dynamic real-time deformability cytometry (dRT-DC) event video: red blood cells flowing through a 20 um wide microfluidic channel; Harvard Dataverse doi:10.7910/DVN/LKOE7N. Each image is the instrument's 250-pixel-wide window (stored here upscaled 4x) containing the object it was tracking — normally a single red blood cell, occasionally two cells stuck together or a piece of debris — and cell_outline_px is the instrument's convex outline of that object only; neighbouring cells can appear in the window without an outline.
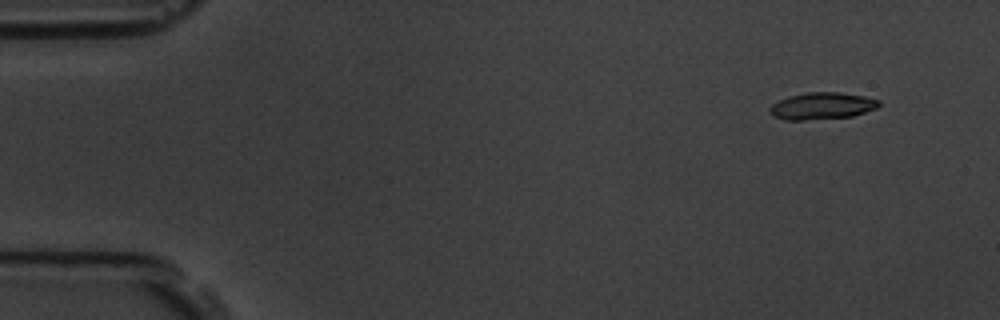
{"species": "common noctule bat (a hibernating species)", "species_latin": "Nyctalus noctula", "temperature_condition": "room temperature", "stored_images_in_passage": 11, "camera_frame_rate_fps": 3000, "um_per_image_px": 0.085, "animal": {"sex": "male", "body_mass_g": 19.5, "forearm_length_mm": 54.6}, "frame": {"image": 1, "passage_image": 2, "time_ms": 1.333, "image_size_px": [1000, 320], "cell_outline_px": [[880, 104], [876, 108], [852, 116], [804, 120], [784, 120], [768, 112], [768, 108], [772, 104], [788, 96], [808, 92], [840, 92], [864, 96], [880, 100]], "centroid_in_image_um": [69.85, 9.0], "position_along_channel_um": 15.1, "area_um2": 17.05}}
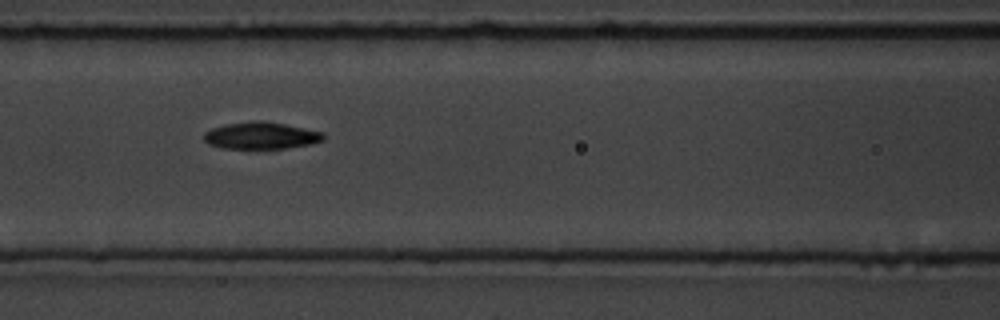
{"frame": {"image": 2, "passage_image": 7, "time_ms": 7.667, "image_size_px": [1000, 320], "cell_outline_px": [[324, 140], [312, 144], [284, 148], [220, 148], [208, 144], [204, 140], [204, 132], [212, 128], [224, 124], [252, 120], [264, 120], [324, 132]], "centroid_in_image_um": [22.17, 11.51], "position_along_channel_um": 144.4, "area_um2": 18.9}}
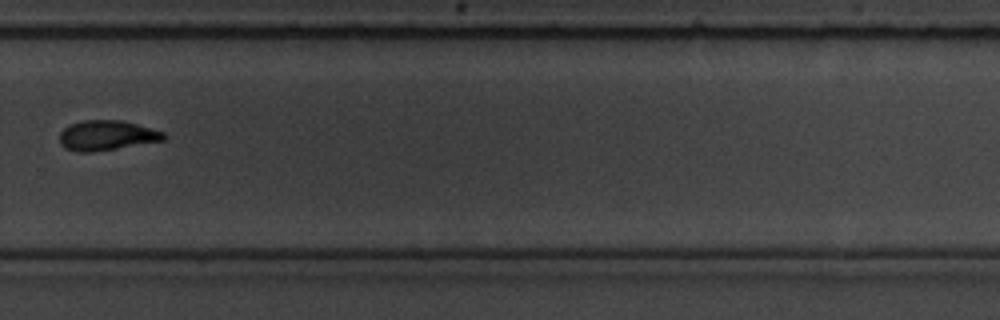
{"frame": {"image": 3, "passage_image": 11, "time_ms": 12.333, "image_size_px": [1000, 320], "cell_outline_px": [[164, 140], [92, 152], [76, 152], [64, 148], [60, 144], [60, 132], [68, 124], [80, 120], [120, 120], [152, 128], [164, 132]], "centroid_in_image_um": [9.01, 11.5], "position_along_channel_um": 320.8, "area_um2": 18.15}}